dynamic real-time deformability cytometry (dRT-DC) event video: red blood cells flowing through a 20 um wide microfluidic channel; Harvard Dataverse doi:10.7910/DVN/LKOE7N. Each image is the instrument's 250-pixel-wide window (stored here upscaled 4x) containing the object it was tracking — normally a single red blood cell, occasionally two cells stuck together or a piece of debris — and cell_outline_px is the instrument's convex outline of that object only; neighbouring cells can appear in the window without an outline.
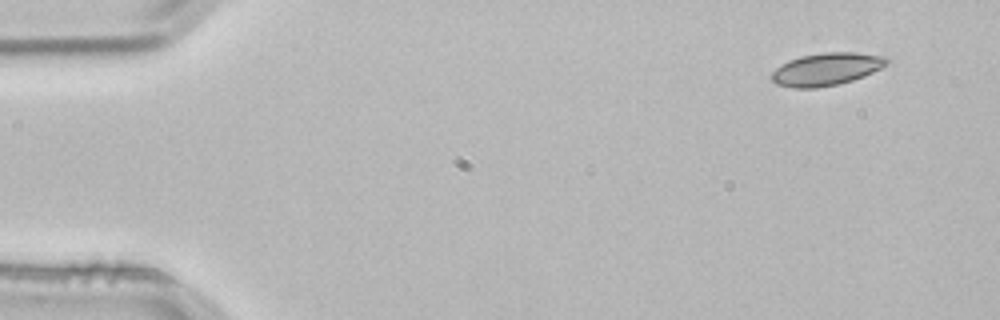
{"species": "common noctule bat (a hibernating species)", "species_latin": "Nyctalus noctula", "temperature_condition": "room temperature", "stored_images_in_passage": 3, "camera_frame_rate_fps": 3000, "um_per_image_px": 0.085, "animal": {"sex": "male", "body_mass_g": 21.5, "forearm_length_mm": 52.0}, "frame": {"image": 1, "passage_image": 1, "time_ms": 0.0, "image_size_px": [1000, 320], "cell_outline_px": [[892, 60], [888, 64], [864, 76], [840, 84], [816, 88], [792, 88], [776, 84], [772, 80], [772, 72], [780, 64], [788, 60], [800, 56], [824, 52], [856, 52], [888, 56]], "centroid_in_image_um": [70.27, 5.87], "position_along_channel_um": 14.7, "area_um2": 22.2}}